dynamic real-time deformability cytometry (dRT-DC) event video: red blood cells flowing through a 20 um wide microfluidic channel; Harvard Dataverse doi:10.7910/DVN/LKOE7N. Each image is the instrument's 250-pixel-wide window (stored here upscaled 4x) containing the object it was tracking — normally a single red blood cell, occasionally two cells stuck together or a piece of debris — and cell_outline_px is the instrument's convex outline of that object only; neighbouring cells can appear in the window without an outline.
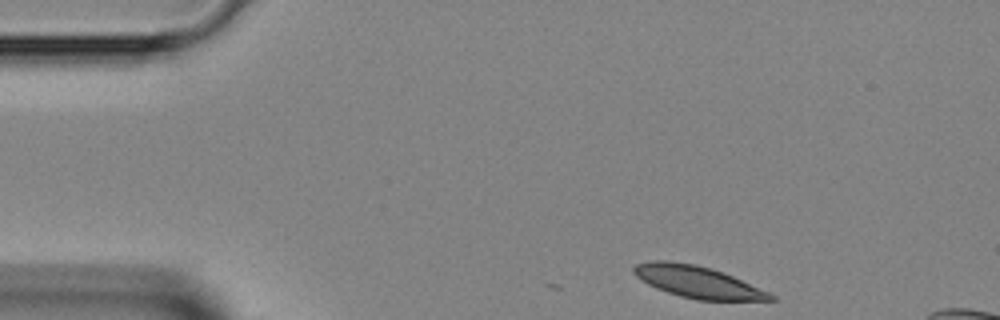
{"species": "Egyptian fruit bat (a non-hibernating species)", "species_latin": "Rousettus aegyptiacus", "temperature_condition": "room temperature", "stored_images_in_passage": 8, "camera_frame_rate_fps": 3000, "um_per_image_px": 0.085, "animal": {"sex": "female"}, "frame": {"image": 1, "passage_image": 1, "time_ms": 0.0, "image_size_px": [1000, 320], "cell_outline_px": [[776, 300], [696, 300], [680, 296], [656, 288], [640, 280], [632, 272], [632, 268], [636, 264], [648, 260], [668, 260], [696, 264], [712, 268], [732, 276], [768, 292], [776, 296]], "centroid_in_image_um": [59.24, 23.95], "position_along_channel_um": 25.8, "area_um2": 25.37}}